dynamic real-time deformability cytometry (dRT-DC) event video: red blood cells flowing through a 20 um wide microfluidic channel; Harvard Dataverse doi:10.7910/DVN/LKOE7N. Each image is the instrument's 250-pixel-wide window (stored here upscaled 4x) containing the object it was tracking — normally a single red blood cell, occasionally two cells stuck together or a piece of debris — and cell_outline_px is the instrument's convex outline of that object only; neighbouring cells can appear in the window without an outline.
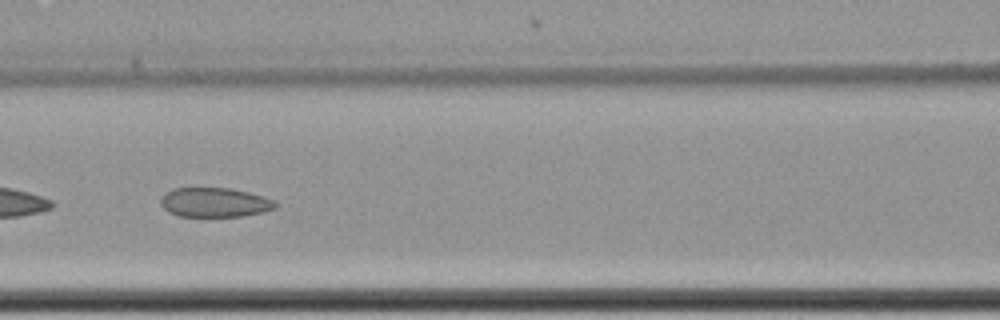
{"species": "common noctule bat (a hibernating species)", "species_latin": "Nyctalus noctula", "temperature_condition": "cold", "stored_images_in_passage": 51, "camera_frame_rate_fps": 3000, "um_per_image_px": 0.085, "animal": {"sex": "female", "body_mass_g": 22.7, "forearm_length_mm": 54.2}, "frame": {"image": 1, "passage_image": 24, "time_ms": 7.667, "image_size_px": [1000, 320], "cell_outline_px": [[280, 204], [276, 208], [264, 212], [244, 216], [180, 216], [168, 212], [160, 204], [160, 200], [164, 192], [176, 188], [232, 188], [264, 196], [276, 200]], "centroid_in_image_um": [18.3, 17.2], "position_along_channel_um": 148.3, "area_um2": 19.94}}
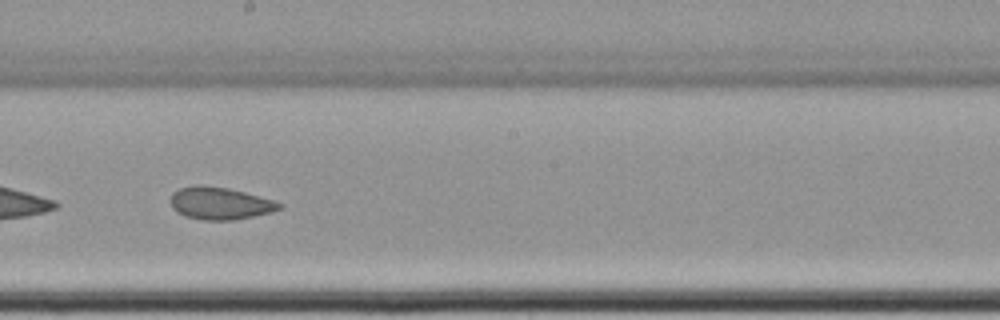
{"frame": {"image": 2, "passage_image": 31, "time_ms": 10.0, "image_size_px": [1000, 320], "cell_outline_px": [[284, 204], [280, 208], [272, 212], [232, 220], [200, 220], [184, 216], [172, 208], [168, 200], [172, 192], [180, 188], [196, 184], [204, 184], [228, 188], [244, 192], [272, 200]], "centroid_in_image_um": [18.62, 17.27], "position_along_channel_um": 229.6, "area_um2": 20.69}}
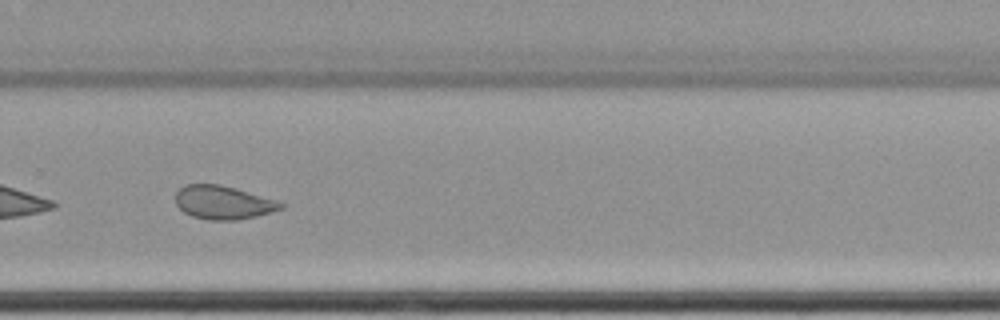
{"frame": {"image": 3, "passage_image": 38, "time_ms": 12.333, "image_size_px": [1000, 320], "cell_outline_px": [[284, 208], [272, 212], [256, 216], [236, 220], [208, 220], [192, 216], [184, 212], [176, 204], [176, 192], [184, 184], [220, 184], [236, 188], [276, 200], [284, 204]], "centroid_in_image_um": [18.96, 17.21], "position_along_channel_um": 310.8, "area_um2": 20.58}, "authors_computed_cell_mechanics": {"area_um2": 22.4264, "velocity_mm_per_s": 3.4924, "shape_relaxation_time_tau1_ms": null, "shape_relaxation_time_tau2_ms": 3.5752, "deformation_change_tau1": null, "deformation_change_tau2": 0.082}}